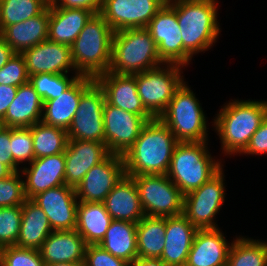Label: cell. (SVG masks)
Segmentation results:
<instances>
[{"mask_svg": "<svg viewBox=\"0 0 267 266\" xmlns=\"http://www.w3.org/2000/svg\"><path fill=\"white\" fill-rule=\"evenodd\" d=\"M176 12L183 41V67H188L199 53L213 48L219 39L218 0H170Z\"/></svg>", "mask_w": 267, "mask_h": 266, "instance_id": "obj_1", "label": "cell"}, {"mask_svg": "<svg viewBox=\"0 0 267 266\" xmlns=\"http://www.w3.org/2000/svg\"><path fill=\"white\" fill-rule=\"evenodd\" d=\"M218 110L210 123L220 140L221 153L228 158L240 156L267 116V101L231 99Z\"/></svg>", "mask_w": 267, "mask_h": 266, "instance_id": "obj_2", "label": "cell"}, {"mask_svg": "<svg viewBox=\"0 0 267 266\" xmlns=\"http://www.w3.org/2000/svg\"><path fill=\"white\" fill-rule=\"evenodd\" d=\"M177 143L159 118L148 121L134 144L123 154L125 175L167 174Z\"/></svg>", "mask_w": 267, "mask_h": 266, "instance_id": "obj_3", "label": "cell"}, {"mask_svg": "<svg viewBox=\"0 0 267 266\" xmlns=\"http://www.w3.org/2000/svg\"><path fill=\"white\" fill-rule=\"evenodd\" d=\"M114 31L100 14H94L71 45V58L80 76L97 78L111 64Z\"/></svg>", "mask_w": 267, "mask_h": 266, "instance_id": "obj_4", "label": "cell"}, {"mask_svg": "<svg viewBox=\"0 0 267 266\" xmlns=\"http://www.w3.org/2000/svg\"><path fill=\"white\" fill-rule=\"evenodd\" d=\"M208 143L178 142L174 148L166 175L183 195L201 187L224 166L223 159L212 156Z\"/></svg>", "mask_w": 267, "mask_h": 266, "instance_id": "obj_5", "label": "cell"}, {"mask_svg": "<svg viewBox=\"0 0 267 266\" xmlns=\"http://www.w3.org/2000/svg\"><path fill=\"white\" fill-rule=\"evenodd\" d=\"M163 64L157 44L146 28L114 32L108 72L135 75Z\"/></svg>", "mask_w": 267, "mask_h": 266, "instance_id": "obj_6", "label": "cell"}, {"mask_svg": "<svg viewBox=\"0 0 267 266\" xmlns=\"http://www.w3.org/2000/svg\"><path fill=\"white\" fill-rule=\"evenodd\" d=\"M188 84V81H184L176 90L159 119L170 129L178 142L210 141L207 114Z\"/></svg>", "mask_w": 267, "mask_h": 266, "instance_id": "obj_7", "label": "cell"}, {"mask_svg": "<svg viewBox=\"0 0 267 266\" xmlns=\"http://www.w3.org/2000/svg\"><path fill=\"white\" fill-rule=\"evenodd\" d=\"M182 68L185 69L178 64H163L136 74L138 95L154 118L165 112L174 93L186 80Z\"/></svg>", "mask_w": 267, "mask_h": 266, "instance_id": "obj_8", "label": "cell"}, {"mask_svg": "<svg viewBox=\"0 0 267 266\" xmlns=\"http://www.w3.org/2000/svg\"><path fill=\"white\" fill-rule=\"evenodd\" d=\"M224 166L201 187L184 195L183 214L198 229L219 228L216 216L226 198Z\"/></svg>", "mask_w": 267, "mask_h": 266, "instance_id": "obj_9", "label": "cell"}, {"mask_svg": "<svg viewBox=\"0 0 267 266\" xmlns=\"http://www.w3.org/2000/svg\"><path fill=\"white\" fill-rule=\"evenodd\" d=\"M130 177L137 185L146 216L170 217L183 213L184 195L166 174Z\"/></svg>", "mask_w": 267, "mask_h": 266, "instance_id": "obj_10", "label": "cell"}, {"mask_svg": "<svg viewBox=\"0 0 267 266\" xmlns=\"http://www.w3.org/2000/svg\"><path fill=\"white\" fill-rule=\"evenodd\" d=\"M105 95L94 82L82 95L73 121L67 130L69 140L104 143L103 108Z\"/></svg>", "mask_w": 267, "mask_h": 266, "instance_id": "obj_11", "label": "cell"}, {"mask_svg": "<svg viewBox=\"0 0 267 266\" xmlns=\"http://www.w3.org/2000/svg\"><path fill=\"white\" fill-rule=\"evenodd\" d=\"M165 0H102L100 14L114 32L146 28Z\"/></svg>", "mask_w": 267, "mask_h": 266, "instance_id": "obj_12", "label": "cell"}, {"mask_svg": "<svg viewBox=\"0 0 267 266\" xmlns=\"http://www.w3.org/2000/svg\"><path fill=\"white\" fill-rule=\"evenodd\" d=\"M147 122L142 116L112 106L105 101L104 143L108 151L123 155L134 144Z\"/></svg>", "mask_w": 267, "mask_h": 266, "instance_id": "obj_13", "label": "cell"}, {"mask_svg": "<svg viewBox=\"0 0 267 266\" xmlns=\"http://www.w3.org/2000/svg\"><path fill=\"white\" fill-rule=\"evenodd\" d=\"M124 175L123 155L110 153L102 162L93 166L75 188L78 201L103 203Z\"/></svg>", "mask_w": 267, "mask_h": 266, "instance_id": "obj_14", "label": "cell"}, {"mask_svg": "<svg viewBox=\"0 0 267 266\" xmlns=\"http://www.w3.org/2000/svg\"><path fill=\"white\" fill-rule=\"evenodd\" d=\"M146 29L158 47L164 64L183 66V41L176 12L166 3L150 20Z\"/></svg>", "mask_w": 267, "mask_h": 266, "instance_id": "obj_15", "label": "cell"}, {"mask_svg": "<svg viewBox=\"0 0 267 266\" xmlns=\"http://www.w3.org/2000/svg\"><path fill=\"white\" fill-rule=\"evenodd\" d=\"M31 200L44 211L53 231L76 229L79 201L75 188L61 185L41 192Z\"/></svg>", "mask_w": 267, "mask_h": 266, "instance_id": "obj_16", "label": "cell"}, {"mask_svg": "<svg viewBox=\"0 0 267 266\" xmlns=\"http://www.w3.org/2000/svg\"><path fill=\"white\" fill-rule=\"evenodd\" d=\"M65 152L34 159L20 168L27 199L48 189L65 185Z\"/></svg>", "mask_w": 267, "mask_h": 266, "instance_id": "obj_17", "label": "cell"}, {"mask_svg": "<svg viewBox=\"0 0 267 266\" xmlns=\"http://www.w3.org/2000/svg\"><path fill=\"white\" fill-rule=\"evenodd\" d=\"M105 95V101L127 112L140 115L147 121L154 117L145 109L137 92L135 75L106 72L94 79Z\"/></svg>", "mask_w": 267, "mask_h": 266, "instance_id": "obj_18", "label": "cell"}, {"mask_svg": "<svg viewBox=\"0 0 267 266\" xmlns=\"http://www.w3.org/2000/svg\"><path fill=\"white\" fill-rule=\"evenodd\" d=\"M22 55L29 76L40 73L78 74L72 62L71 46L47 39L25 50Z\"/></svg>", "mask_w": 267, "mask_h": 266, "instance_id": "obj_19", "label": "cell"}, {"mask_svg": "<svg viewBox=\"0 0 267 266\" xmlns=\"http://www.w3.org/2000/svg\"><path fill=\"white\" fill-rule=\"evenodd\" d=\"M109 154L105 143L69 140L65 150V184L76 188L85 174Z\"/></svg>", "mask_w": 267, "mask_h": 266, "instance_id": "obj_20", "label": "cell"}, {"mask_svg": "<svg viewBox=\"0 0 267 266\" xmlns=\"http://www.w3.org/2000/svg\"><path fill=\"white\" fill-rule=\"evenodd\" d=\"M95 82L94 78L79 76L58 98L43 102L41 122L68 130L77 111L81 95Z\"/></svg>", "mask_w": 267, "mask_h": 266, "instance_id": "obj_21", "label": "cell"}, {"mask_svg": "<svg viewBox=\"0 0 267 266\" xmlns=\"http://www.w3.org/2000/svg\"><path fill=\"white\" fill-rule=\"evenodd\" d=\"M198 230L183 213L166 217L165 246L161 261L166 266H185Z\"/></svg>", "mask_w": 267, "mask_h": 266, "instance_id": "obj_22", "label": "cell"}, {"mask_svg": "<svg viewBox=\"0 0 267 266\" xmlns=\"http://www.w3.org/2000/svg\"><path fill=\"white\" fill-rule=\"evenodd\" d=\"M231 244L222 228L199 229L185 266H226Z\"/></svg>", "mask_w": 267, "mask_h": 266, "instance_id": "obj_23", "label": "cell"}, {"mask_svg": "<svg viewBox=\"0 0 267 266\" xmlns=\"http://www.w3.org/2000/svg\"><path fill=\"white\" fill-rule=\"evenodd\" d=\"M87 244L75 230L52 231L41 245L39 252L47 264H84Z\"/></svg>", "mask_w": 267, "mask_h": 266, "instance_id": "obj_24", "label": "cell"}, {"mask_svg": "<svg viewBox=\"0 0 267 266\" xmlns=\"http://www.w3.org/2000/svg\"><path fill=\"white\" fill-rule=\"evenodd\" d=\"M103 204L113 220L138 223L145 216L137 185L127 175L113 187Z\"/></svg>", "mask_w": 267, "mask_h": 266, "instance_id": "obj_25", "label": "cell"}, {"mask_svg": "<svg viewBox=\"0 0 267 266\" xmlns=\"http://www.w3.org/2000/svg\"><path fill=\"white\" fill-rule=\"evenodd\" d=\"M49 5L37 16L5 27L0 36L15 53L22 54L25 50L48 39Z\"/></svg>", "mask_w": 267, "mask_h": 266, "instance_id": "obj_26", "label": "cell"}, {"mask_svg": "<svg viewBox=\"0 0 267 266\" xmlns=\"http://www.w3.org/2000/svg\"><path fill=\"white\" fill-rule=\"evenodd\" d=\"M95 13L84 8H64L50 3L48 40L71 46Z\"/></svg>", "mask_w": 267, "mask_h": 266, "instance_id": "obj_27", "label": "cell"}, {"mask_svg": "<svg viewBox=\"0 0 267 266\" xmlns=\"http://www.w3.org/2000/svg\"><path fill=\"white\" fill-rule=\"evenodd\" d=\"M43 101L28 81L17 89V94L3 118L6 127H31L41 122Z\"/></svg>", "mask_w": 267, "mask_h": 266, "instance_id": "obj_28", "label": "cell"}, {"mask_svg": "<svg viewBox=\"0 0 267 266\" xmlns=\"http://www.w3.org/2000/svg\"><path fill=\"white\" fill-rule=\"evenodd\" d=\"M52 228L44 211L31 199L22 205V221L16 246L39 250Z\"/></svg>", "mask_w": 267, "mask_h": 266, "instance_id": "obj_29", "label": "cell"}, {"mask_svg": "<svg viewBox=\"0 0 267 266\" xmlns=\"http://www.w3.org/2000/svg\"><path fill=\"white\" fill-rule=\"evenodd\" d=\"M136 229L137 223L112 220L98 245L113 256L131 264L138 258Z\"/></svg>", "mask_w": 267, "mask_h": 266, "instance_id": "obj_30", "label": "cell"}, {"mask_svg": "<svg viewBox=\"0 0 267 266\" xmlns=\"http://www.w3.org/2000/svg\"><path fill=\"white\" fill-rule=\"evenodd\" d=\"M112 220L103 203L79 201L76 230L87 245H98Z\"/></svg>", "mask_w": 267, "mask_h": 266, "instance_id": "obj_31", "label": "cell"}, {"mask_svg": "<svg viewBox=\"0 0 267 266\" xmlns=\"http://www.w3.org/2000/svg\"><path fill=\"white\" fill-rule=\"evenodd\" d=\"M166 217L144 216L137 223L138 258L160 259L165 246Z\"/></svg>", "mask_w": 267, "mask_h": 266, "instance_id": "obj_32", "label": "cell"}, {"mask_svg": "<svg viewBox=\"0 0 267 266\" xmlns=\"http://www.w3.org/2000/svg\"><path fill=\"white\" fill-rule=\"evenodd\" d=\"M226 266H267V240L233 237Z\"/></svg>", "mask_w": 267, "mask_h": 266, "instance_id": "obj_33", "label": "cell"}, {"mask_svg": "<svg viewBox=\"0 0 267 266\" xmlns=\"http://www.w3.org/2000/svg\"><path fill=\"white\" fill-rule=\"evenodd\" d=\"M30 130L35 159L65 152L69 141L66 130L42 122L31 126Z\"/></svg>", "mask_w": 267, "mask_h": 266, "instance_id": "obj_34", "label": "cell"}, {"mask_svg": "<svg viewBox=\"0 0 267 266\" xmlns=\"http://www.w3.org/2000/svg\"><path fill=\"white\" fill-rule=\"evenodd\" d=\"M50 0H0V32L7 26L39 15Z\"/></svg>", "mask_w": 267, "mask_h": 266, "instance_id": "obj_35", "label": "cell"}, {"mask_svg": "<svg viewBox=\"0 0 267 266\" xmlns=\"http://www.w3.org/2000/svg\"><path fill=\"white\" fill-rule=\"evenodd\" d=\"M80 75L40 73L31 75L29 82L42 98V101L58 98Z\"/></svg>", "mask_w": 267, "mask_h": 266, "instance_id": "obj_36", "label": "cell"}, {"mask_svg": "<svg viewBox=\"0 0 267 266\" xmlns=\"http://www.w3.org/2000/svg\"><path fill=\"white\" fill-rule=\"evenodd\" d=\"M10 145L13 161L19 168L35 159L30 127L10 128Z\"/></svg>", "mask_w": 267, "mask_h": 266, "instance_id": "obj_37", "label": "cell"}, {"mask_svg": "<svg viewBox=\"0 0 267 266\" xmlns=\"http://www.w3.org/2000/svg\"><path fill=\"white\" fill-rule=\"evenodd\" d=\"M22 221V206L0 207V246L16 245Z\"/></svg>", "mask_w": 267, "mask_h": 266, "instance_id": "obj_38", "label": "cell"}, {"mask_svg": "<svg viewBox=\"0 0 267 266\" xmlns=\"http://www.w3.org/2000/svg\"><path fill=\"white\" fill-rule=\"evenodd\" d=\"M26 200L20 171L0 179V207L22 206Z\"/></svg>", "mask_w": 267, "mask_h": 266, "instance_id": "obj_39", "label": "cell"}, {"mask_svg": "<svg viewBox=\"0 0 267 266\" xmlns=\"http://www.w3.org/2000/svg\"><path fill=\"white\" fill-rule=\"evenodd\" d=\"M1 266H45L39 250L16 245L2 248Z\"/></svg>", "mask_w": 267, "mask_h": 266, "instance_id": "obj_40", "label": "cell"}, {"mask_svg": "<svg viewBox=\"0 0 267 266\" xmlns=\"http://www.w3.org/2000/svg\"><path fill=\"white\" fill-rule=\"evenodd\" d=\"M26 61L22 54L15 53L0 69V85L19 87L29 81Z\"/></svg>", "mask_w": 267, "mask_h": 266, "instance_id": "obj_41", "label": "cell"}, {"mask_svg": "<svg viewBox=\"0 0 267 266\" xmlns=\"http://www.w3.org/2000/svg\"><path fill=\"white\" fill-rule=\"evenodd\" d=\"M83 266H131V264L113 256L99 245H87Z\"/></svg>", "mask_w": 267, "mask_h": 266, "instance_id": "obj_42", "label": "cell"}, {"mask_svg": "<svg viewBox=\"0 0 267 266\" xmlns=\"http://www.w3.org/2000/svg\"><path fill=\"white\" fill-rule=\"evenodd\" d=\"M267 155V116L261 126L252 135L251 140L241 156Z\"/></svg>", "mask_w": 267, "mask_h": 266, "instance_id": "obj_43", "label": "cell"}, {"mask_svg": "<svg viewBox=\"0 0 267 266\" xmlns=\"http://www.w3.org/2000/svg\"><path fill=\"white\" fill-rule=\"evenodd\" d=\"M0 160L1 163L7 165L13 172L20 171V168L14 163L11 155L9 127H6L0 133Z\"/></svg>", "mask_w": 267, "mask_h": 266, "instance_id": "obj_44", "label": "cell"}, {"mask_svg": "<svg viewBox=\"0 0 267 266\" xmlns=\"http://www.w3.org/2000/svg\"><path fill=\"white\" fill-rule=\"evenodd\" d=\"M53 6L64 8H84L93 11L95 14L100 12L102 0H50Z\"/></svg>", "mask_w": 267, "mask_h": 266, "instance_id": "obj_45", "label": "cell"}, {"mask_svg": "<svg viewBox=\"0 0 267 266\" xmlns=\"http://www.w3.org/2000/svg\"><path fill=\"white\" fill-rule=\"evenodd\" d=\"M17 89L16 86L0 85V118H4L8 107L16 97Z\"/></svg>", "mask_w": 267, "mask_h": 266, "instance_id": "obj_46", "label": "cell"}, {"mask_svg": "<svg viewBox=\"0 0 267 266\" xmlns=\"http://www.w3.org/2000/svg\"><path fill=\"white\" fill-rule=\"evenodd\" d=\"M15 52L0 36V69L12 58Z\"/></svg>", "mask_w": 267, "mask_h": 266, "instance_id": "obj_47", "label": "cell"}, {"mask_svg": "<svg viewBox=\"0 0 267 266\" xmlns=\"http://www.w3.org/2000/svg\"><path fill=\"white\" fill-rule=\"evenodd\" d=\"M131 266H166L161 259L137 258Z\"/></svg>", "mask_w": 267, "mask_h": 266, "instance_id": "obj_48", "label": "cell"}, {"mask_svg": "<svg viewBox=\"0 0 267 266\" xmlns=\"http://www.w3.org/2000/svg\"><path fill=\"white\" fill-rule=\"evenodd\" d=\"M14 173L7 165L1 163L0 160V179L7 178Z\"/></svg>", "mask_w": 267, "mask_h": 266, "instance_id": "obj_49", "label": "cell"}, {"mask_svg": "<svg viewBox=\"0 0 267 266\" xmlns=\"http://www.w3.org/2000/svg\"><path fill=\"white\" fill-rule=\"evenodd\" d=\"M45 266H83V264H73V263H54V264H47Z\"/></svg>", "mask_w": 267, "mask_h": 266, "instance_id": "obj_50", "label": "cell"}, {"mask_svg": "<svg viewBox=\"0 0 267 266\" xmlns=\"http://www.w3.org/2000/svg\"><path fill=\"white\" fill-rule=\"evenodd\" d=\"M6 128L3 118H0V133Z\"/></svg>", "mask_w": 267, "mask_h": 266, "instance_id": "obj_51", "label": "cell"}, {"mask_svg": "<svg viewBox=\"0 0 267 266\" xmlns=\"http://www.w3.org/2000/svg\"><path fill=\"white\" fill-rule=\"evenodd\" d=\"M1 260H2V247L0 246V266H1Z\"/></svg>", "mask_w": 267, "mask_h": 266, "instance_id": "obj_52", "label": "cell"}]
</instances>
